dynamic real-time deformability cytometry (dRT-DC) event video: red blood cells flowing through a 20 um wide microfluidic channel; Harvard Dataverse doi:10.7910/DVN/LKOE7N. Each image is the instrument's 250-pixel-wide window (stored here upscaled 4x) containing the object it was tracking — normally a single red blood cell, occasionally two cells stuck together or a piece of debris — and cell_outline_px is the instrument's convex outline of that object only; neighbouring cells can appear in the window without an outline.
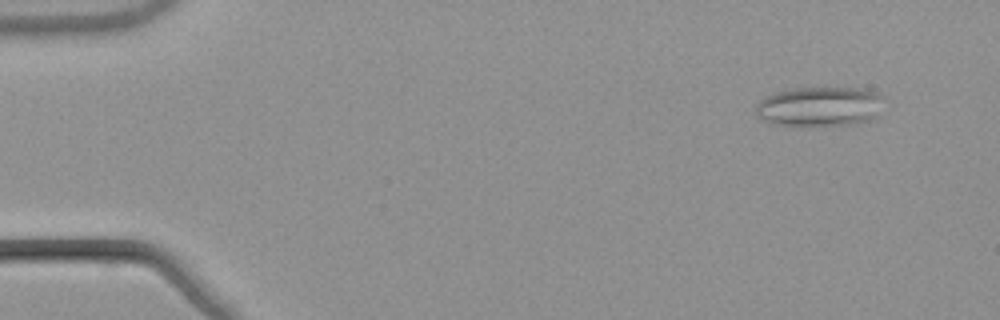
{"species": "common noctule bat (a hibernating species)", "species_latin": "Nyctalus noctula", "temperature_condition": "warm", "stored_images_in_passage": 16, "camera_frame_rate_fps": 3000, "um_per_image_px": 0.085, "animal": {"sex": "male", "body_mass_g": 21.5, "forearm_length_mm": 52.0}, "frame": {"image": 1, "passage_image": 3, "time_ms": 0.667, "image_size_px": [1000, 320], "cell_outline_px": [[884, 96], [876, 116], [868, 120], [852, 124], [776, 124], [764, 120], [756, 116], [756, 104], [764, 96], [776, 92], [792, 88], [860, 88], [876, 92]], "centroid_in_image_um": [69.65, 9.02], "position_along_channel_um": 15.3, "area_um2": 29.13}}